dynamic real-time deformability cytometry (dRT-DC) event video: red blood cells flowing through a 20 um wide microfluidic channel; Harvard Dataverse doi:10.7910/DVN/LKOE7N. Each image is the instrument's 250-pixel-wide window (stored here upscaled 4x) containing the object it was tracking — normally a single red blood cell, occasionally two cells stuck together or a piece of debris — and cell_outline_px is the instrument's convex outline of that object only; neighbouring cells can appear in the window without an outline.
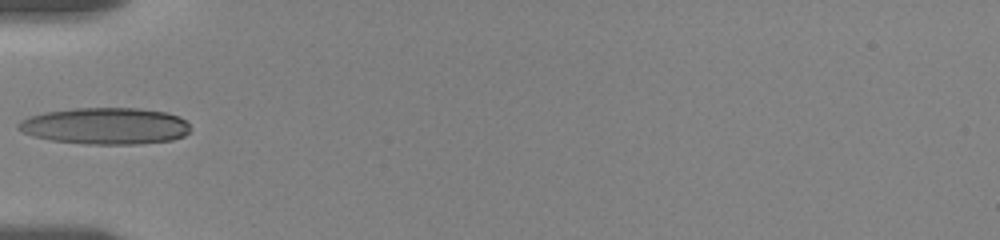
{"species": "human", "species_latin": "Homo sapiens", "temperature_condition": "room temperature", "stored_images_in_passage": 2, "camera_frame_rate_fps": 3000, "um_per_image_px": 0.085, "donor": {"sex": "female"}, "frame": {"image": 1, "passage_image": 1, "time_ms": 0.0, "image_size_px": [1000, 240], "cell_outline_px": [[188, 132], [184, 136], [172, 140], [136, 144], [88, 144], [52, 140], [32, 136], [16, 128], [16, 124], [20, 120], [28, 116], [44, 112], [76, 108], [136, 108], [168, 112], [180, 116], [188, 124]], "centroid_in_image_um": [8.94, 10.7], "position_along_channel_um": 76.1, "area_um2": 36.82}}